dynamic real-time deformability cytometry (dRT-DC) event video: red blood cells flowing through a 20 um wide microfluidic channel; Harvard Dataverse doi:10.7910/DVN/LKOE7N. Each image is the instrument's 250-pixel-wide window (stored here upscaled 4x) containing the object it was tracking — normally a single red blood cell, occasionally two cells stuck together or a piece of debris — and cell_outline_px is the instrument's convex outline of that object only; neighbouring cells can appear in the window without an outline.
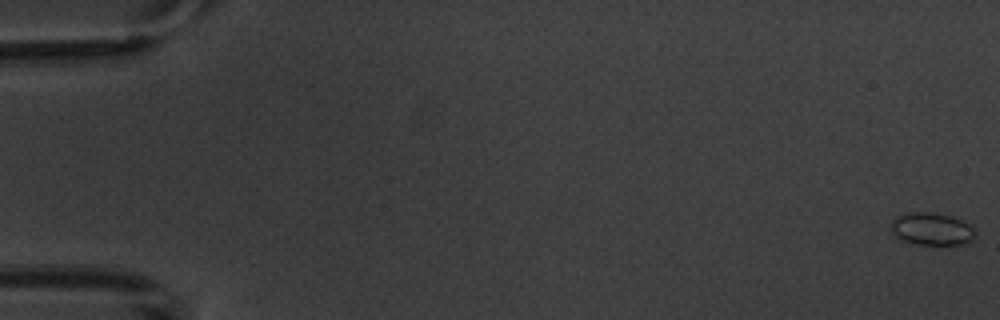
{"species": "common noctule bat (a hibernating species)", "species_latin": "Nyctalus noctula", "temperature_condition": "warm", "stored_images_in_passage": 5, "camera_frame_rate_fps": 3000, "um_per_image_px": 0.085, "animal": {"sex": "male", "body_mass_g": 20.1, "forearm_length_mm": 53.5}, "frame": {"image": 1, "passage_image": 1, "time_ms": 0.0, "image_size_px": [1000, 320], "cell_outline_px": [[976, 232], [972, 240], [960, 244], [916, 244], [904, 240], [896, 236], [888, 228], [888, 224], [896, 216], [908, 212], [932, 212], [952, 216], [972, 224]], "centroid_in_image_um": [79.18, 19.43], "position_along_channel_um": 5.8, "area_um2": 16.18}}